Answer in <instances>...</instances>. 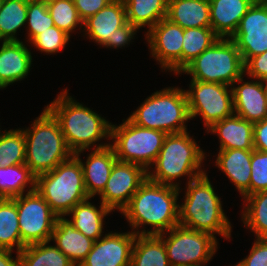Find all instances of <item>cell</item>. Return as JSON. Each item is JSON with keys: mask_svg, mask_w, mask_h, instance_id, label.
<instances>
[{"mask_svg": "<svg viewBox=\"0 0 267 266\" xmlns=\"http://www.w3.org/2000/svg\"><path fill=\"white\" fill-rule=\"evenodd\" d=\"M179 192L178 187L159 184L147 178L121 211L134 229L132 232L136 235H159L178 225ZM142 225H150L154 229L139 231Z\"/></svg>", "mask_w": 267, "mask_h": 266, "instance_id": "6da1fadb", "label": "cell"}, {"mask_svg": "<svg viewBox=\"0 0 267 266\" xmlns=\"http://www.w3.org/2000/svg\"><path fill=\"white\" fill-rule=\"evenodd\" d=\"M68 95L65 88L45 108L59 122L69 149L82 153L97 141L110 139L112 123Z\"/></svg>", "mask_w": 267, "mask_h": 266, "instance_id": "7a4b0ae2", "label": "cell"}, {"mask_svg": "<svg viewBox=\"0 0 267 266\" xmlns=\"http://www.w3.org/2000/svg\"><path fill=\"white\" fill-rule=\"evenodd\" d=\"M206 174L187 182L184 203L179 205V225L229 239L231 223Z\"/></svg>", "mask_w": 267, "mask_h": 266, "instance_id": "3957f363", "label": "cell"}, {"mask_svg": "<svg viewBox=\"0 0 267 266\" xmlns=\"http://www.w3.org/2000/svg\"><path fill=\"white\" fill-rule=\"evenodd\" d=\"M205 158V152L189 132L167 134L152 165L155 169L153 172L147 171V178L159 184L180 188V183L175 184L174 180L187 176V181L190 182L206 173L201 169Z\"/></svg>", "mask_w": 267, "mask_h": 266, "instance_id": "277c9868", "label": "cell"}, {"mask_svg": "<svg viewBox=\"0 0 267 266\" xmlns=\"http://www.w3.org/2000/svg\"><path fill=\"white\" fill-rule=\"evenodd\" d=\"M23 132L25 164L35 177L52 171L74 155L66 143L59 122L46 108L30 128H23Z\"/></svg>", "mask_w": 267, "mask_h": 266, "instance_id": "5b68a950", "label": "cell"}, {"mask_svg": "<svg viewBox=\"0 0 267 266\" xmlns=\"http://www.w3.org/2000/svg\"><path fill=\"white\" fill-rule=\"evenodd\" d=\"M35 190L58 217H65L78 203L89 198L81 163L74 155L52 171L37 176Z\"/></svg>", "mask_w": 267, "mask_h": 266, "instance_id": "8992f818", "label": "cell"}, {"mask_svg": "<svg viewBox=\"0 0 267 266\" xmlns=\"http://www.w3.org/2000/svg\"><path fill=\"white\" fill-rule=\"evenodd\" d=\"M134 124L166 134L187 131L190 120L184 89L165 88L154 92L128 117Z\"/></svg>", "mask_w": 267, "mask_h": 266, "instance_id": "52a82bcc", "label": "cell"}, {"mask_svg": "<svg viewBox=\"0 0 267 266\" xmlns=\"http://www.w3.org/2000/svg\"><path fill=\"white\" fill-rule=\"evenodd\" d=\"M192 76L191 80L233 86L245 75L241 53L231 38H219L211 47L191 61L179 74Z\"/></svg>", "mask_w": 267, "mask_h": 266, "instance_id": "ba28073f", "label": "cell"}, {"mask_svg": "<svg viewBox=\"0 0 267 266\" xmlns=\"http://www.w3.org/2000/svg\"><path fill=\"white\" fill-rule=\"evenodd\" d=\"M166 133L160 130L140 127L129 118L119 126L111 125L110 146L121 162L134 163L146 171L155 162L162 148Z\"/></svg>", "mask_w": 267, "mask_h": 266, "instance_id": "9c48e42d", "label": "cell"}, {"mask_svg": "<svg viewBox=\"0 0 267 266\" xmlns=\"http://www.w3.org/2000/svg\"><path fill=\"white\" fill-rule=\"evenodd\" d=\"M159 236L163 239L171 266L208 263L218 249L216 237L179 224Z\"/></svg>", "mask_w": 267, "mask_h": 266, "instance_id": "30bf717a", "label": "cell"}, {"mask_svg": "<svg viewBox=\"0 0 267 266\" xmlns=\"http://www.w3.org/2000/svg\"><path fill=\"white\" fill-rule=\"evenodd\" d=\"M185 90L189 116H202L208 129L214 123L234 114L232 87L220 83L191 80ZM230 88V89H228Z\"/></svg>", "mask_w": 267, "mask_h": 266, "instance_id": "8fae6325", "label": "cell"}, {"mask_svg": "<svg viewBox=\"0 0 267 266\" xmlns=\"http://www.w3.org/2000/svg\"><path fill=\"white\" fill-rule=\"evenodd\" d=\"M14 199L22 244L27 246L50 241L58 217L50 205L36 190L27 191Z\"/></svg>", "mask_w": 267, "mask_h": 266, "instance_id": "7c38bea8", "label": "cell"}, {"mask_svg": "<svg viewBox=\"0 0 267 266\" xmlns=\"http://www.w3.org/2000/svg\"><path fill=\"white\" fill-rule=\"evenodd\" d=\"M241 53L244 65L267 51V0H256L241 18L231 37Z\"/></svg>", "mask_w": 267, "mask_h": 266, "instance_id": "4fadbf2b", "label": "cell"}, {"mask_svg": "<svg viewBox=\"0 0 267 266\" xmlns=\"http://www.w3.org/2000/svg\"><path fill=\"white\" fill-rule=\"evenodd\" d=\"M147 179V171L140 165L116 161L106 187L99 195L111 211L120 212L128 205L140 185Z\"/></svg>", "mask_w": 267, "mask_h": 266, "instance_id": "5bb4252c", "label": "cell"}, {"mask_svg": "<svg viewBox=\"0 0 267 266\" xmlns=\"http://www.w3.org/2000/svg\"><path fill=\"white\" fill-rule=\"evenodd\" d=\"M184 29L167 18L159 21L146 33L151 55L162 69L177 75L182 71V43Z\"/></svg>", "mask_w": 267, "mask_h": 266, "instance_id": "9a60e30c", "label": "cell"}, {"mask_svg": "<svg viewBox=\"0 0 267 266\" xmlns=\"http://www.w3.org/2000/svg\"><path fill=\"white\" fill-rule=\"evenodd\" d=\"M135 237L133 232L105 234L79 266H131Z\"/></svg>", "mask_w": 267, "mask_h": 266, "instance_id": "2e32d148", "label": "cell"}, {"mask_svg": "<svg viewBox=\"0 0 267 266\" xmlns=\"http://www.w3.org/2000/svg\"><path fill=\"white\" fill-rule=\"evenodd\" d=\"M97 146V147H96ZM91 153L86 157V162H82L79 157L81 153H75L74 156L80 161L84 185L89 198L100 195L106 187L112 167L117 161L115 152L110 143L97 144Z\"/></svg>", "mask_w": 267, "mask_h": 266, "instance_id": "e0dca14e", "label": "cell"}, {"mask_svg": "<svg viewBox=\"0 0 267 266\" xmlns=\"http://www.w3.org/2000/svg\"><path fill=\"white\" fill-rule=\"evenodd\" d=\"M243 77L244 75L235 81L239 86L232 87L234 114L254 124L267 118L263 81L244 82Z\"/></svg>", "mask_w": 267, "mask_h": 266, "instance_id": "ac0fdd59", "label": "cell"}, {"mask_svg": "<svg viewBox=\"0 0 267 266\" xmlns=\"http://www.w3.org/2000/svg\"><path fill=\"white\" fill-rule=\"evenodd\" d=\"M31 51L21 41H3L0 48V89L23 80L30 72Z\"/></svg>", "mask_w": 267, "mask_h": 266, "instance_id": "d6986e66", "label": "cell"}, {"mask_svg": "<svg viewBox=\"0 0 267 266\" xmlns=\"http://www.w3.org/2000/svg\"><path fill=\"white\" fill-rule=\"evenodd\" d=\"M126 23L124 0H112L106 7L83 22V30L91 40L98 45H103L108 39H112L115 30Z\"/></svg>", "mask_w": 267, "mask_h": 266, "instance_id": "ffe728a7", "label": "cell"}, {"mask_svg": "<svg viewBox=\"0 0 267 266\" xmlns=\"http://www.w3.org/2000/svg\"><path fill=\"white\" fill-rule=\"evenodd\" d=\"M255 1L209 0L211 28L220 38H231Z\"/></svg>", "mask_w": 267, "mask_h": 266, "instance_id": "44dd1931", "label": "cell"}, {"mask_svg": "<svg viewBox=\"0 0 267 266\" xmlns=\"http://www.w3.org/2000/svg\"><path fill=\"white\" fill-rule=\"evenodd\" d=\"M50 241H53L75 266L81 264L94 244V240L74 228L66 217H57Z\"/></svg>", "mask_w": 267, "mask_h": 266, "instance_id": "7402d4cb", "label": "cell"}, {"mask_svg": "<svg viewBox=\"0 0 267 266\" xmlns=\"http://www.w3.org/2000/svg\"><path fill=\"white\" fill-rule=\"evenodd\" d=\"M253 150H219L216 166L226 174L243 198L250 195L251 156Z\"/></svg>", "mask_w": 267, "mask_h": 266, "instance_id": "603a6c76", "label": "cell"}, {"mask_svg": "<svg viewBox=\"0 0 267 266\" xmlns=\"http://www.w3.org/2000/svg\"><path fill=\"white\" fill-rule=\"evenodd\" d=\"M253 130V123L233 114L214 123L206 131L219 136L220 150H254Z\"/></svg>", "mask_w": 267, "mask_h": 266, "instance_id": "cb8c5ba5", "label": "cell"}, {"mask_svg": "<svg viewBox=\"0 0 267 266\" xmlns=\"http://www.w3.org/2000/svg\"><path fill=\"white\" fill-rule=\"evenodd\" d=\"M166 18L183 29L211 27L209 0H168Z\"/></svg>", "mask_w": 267, "mask_h": 266, "instance_id": "d4e9b609", "label": "cell"}, {"mask_svg": "<svg viewBox=\"0 0 267 266\" xmlns=\"http://www.w3.org/2000/svg\"><path fill=\"white\" fill-rule=\"evenodd\" d=\"M89 200L90 198L78 203L66 216L71 214L72 219L69 221L74 228L86 237L96 241L103 236V220L112 211L102 202L100 203V207L97 208Z\"/></svg>", "mask_w": 267, "mask_h": 266, "instance_id": "484cf974", "label": "cell"}, {"mask_svg": "<svg viewBox=\"0 0 267 266\" xmlns=\"http://www.w3.org/2000/svg\"><path fill=\"white\" fill-rule=\"evenodd\" d=\"M131 266H171L159 235H136Z\"/></svg>", "mask_w": 267, "mask_h": 266, "instance_id": "4316f807", "label": "cell"}, {"mask_svg": "<svg viewBox=\"0 0 267 266\" xmlns=\"http://www.w3.org/2000/svg\"><path fill=\"white\" fill-rule=\"evenodd\" d=\"M127 22L137 29L146 26L149 30L166 18L168 0H124Z\"/></svg>", "mask_w": 267, "mask_h": 266, "instance_id": "83f0119b", "label": "cell"}, {"mask_svg": "<svg viewBox=\"0 0 267 266\" xmlns=\"http://www.w3.org/2000/svg\"><path fill=\"white\" fill-rule=\"evenodd\" d=\"M50 241L25 246L19 252V266H75V264Z\"/></svg>", "mask_w": 267, "mask_h": 266, "instance_id": "f1b7e54d", "label": "cell"}, {"mask_svg": "<svg viewBox=\"0 0 267 266\" xmlns=\"http://www.w3.org/2000/svg\"><path fill=\"white\" fill-rule=\"evenodd\" d=\"M35 183L36 177L25 163L0 167V198L21 196L25 194L24 191L27 187L29 188L28 192L33 191Z\"/></svg>", "mask_w": 267, "mask_h": 266, "instance_id": "f546056e", "label": "cell"}, {"mask_svg": "<svg viewBox=\"0 0 267 266\" xmlns=\"http://www.w3.org/2000/svg\"><path fill=\"white\" fill-rule=\"evenodd\" d=\"M20 252L22 244L17 205L14 198H0V248Z\"/></svg>", "mask_w": 267, "mask_h": 266, "instance_id": "4dcf8cb0", "label": "cell"}, {"mask_svg": "<svg viewBox=\"0 0 267 266\" xmlns=\"http://www.w3.org/2000/svg\"><path fill=\"white\" fill-rule=\"evenodd\" d=\"M28 0H3L0 9V41H19L17 30L26 25Z\"/></svg>", "mask_w": 267, "mask_h": 266, "instance_id": "1f68e13d", "label": "cell"}, {"mask_svg": "<svg viewBox=\"0 0 267 266\" xmlns=\"http://www.w3.org/2000/svg\"><path fill=\"white\" fill-rule=\"evenodd\" d=\"M242 221L254 232L256 238H267V191H261L244 198ZM246 206V207H245Z\"/></svg>", "mask_w": 267, "mask_h": 266, "instance_id": "d6a6232c", "label": "cell"}, {"mask_svg": "<svg viewBox=\"0 0 267 266\" xmlns=\"http://www.w3.org/2000/svg\"><path fill=\"white\" fill-rule=\"evenodd\" d=\"M220 37L211 27L184 29L182 43V70Z\"/></svg>", "mask_w": 267, "mask_h": 266, "instance_id": "836d02e7", "label": "cell"}, {"mask_svg": "<svg viewBox=\"0 0 267 266\" xmlns=\"http://www.w3.org/2000/svg\"><path fill=\"white\" fill-rule=\"evenodd\" d=\"M1 131V130H0ZM25 163V135L21 128L0 132V167Z\"/></svg>", "mask_w": 267, "mask_h": 266, "instance_id": "e575fe53", "label": "cell"}, {"mask_svg": "<svg viewBox=\"0 0 267 266\" xmlns=\"http://www.w3.org/2000/svg\"><path fill=\"white\" fill-rule=\"evenodd\" d=\"M54 25L71 36L76 27H83L74 0H46Z\"/></svg>", "mask_w": 267, "mask_h": 266, "instance_id": "d590c367", "label": "cell"}, {"mask_svg": "<svg viewBox=\"0 0 267 266\" xmlns=\"http://www.w3.org/2000/svg\"><path fill=\"white\" fill-rule=\"evenodd\" d=\"M28 41L36 35L54 26L53 19L48 12L46 0H28L27 20Z\"/></svg>", "mask_w": 267, "mask_h": 266, "instance_id": "8d00e7d4", "label": "cell"}, {"mask_svg": "<svg viewBox=\"0 0 267 266\" xmlns=\"http://www.w3.org/2000/svg\"><path fill=\"white\" fill-rule=\"evenodd\" d=\"M70 35L57 28L55 25L36 35L30 43L37 50L45 54H55L65 48L68 44Z\"/></svg>", "mask_w": 267, "mask_h": 266, "instance_id": "74e56055", "label": "cell"}, {"mask_svg": "<svg viewBox=\"0 0 267 266\" xmlns=\"http://www.w3.org/2000/svg\"><path fill=\"white\" fill-rule=\"evenodd\" d=\"M250 195L267 191V153L253 150L251 156Z\"/></svg>", "mask_w": 267, "mask_h": 266, "instance_id": "f35d334b", "label": "cell"}, {"mask_svg": "<svg viewBox=\"0 0 267 266\" xmlns=\"http://www.w3.org/2000/svg\"><path fill=\"white\" fill-rule=\"evenodd\" d=\"M235 266H267V238H256L249 255Z\"/></svg>", "mask_w": 267, "mask_h": 266, "instance_id": "ab89813d", "label": "cell"}, {"mask_svg": "<svg viewBox=\"0 0 267 266\" xmlns=\"http://www.w3.org/2000/svg\"><path fill=\"white\" fill-rule=\"evenodd\" d=\"M137 28L127 22L124 26L115 30L112 39H108L102 46L107 48H122L129 44L134 35L137 33Z\"/></svg>", "mask_w": 267, "mask_h": 266, "instance_id": "60d3db41", "label": "cell"}, {"mask_svg": "<svg viewBox=\"0 0 267 266\" xmlns=\"http://www.w3.org/2000/svg\"><path fill=\"white\" fill-rule=\"evenodd\" d=\"M245 73L250 78L257 80L267 79V51L252 57L245 65Z\"/></svg>", "mask_w": 267, "mask_h": 266, "instance_id": "b9f144b4", "label": "cell"}, {"mask_svg": "<svg viewBox=\"0 0 267 266\" xmlns=\"http://www.w3.org/2000/svg\"><path fill=\"white\" fill-rule=\"evenodd\" d=\"M112 0H74L78 15L84 22L89 17L98 13L106 7Z\"/></svg>", "mask_w": 267, "mask_h": 266, "instance_id": "7bdbcfd3", "label": "cell"}, {"mask_svg": "<svg viewBox=\"0 0 267 266\" xmlns=\"http://www.w3.org/2000/svg\"><path fill=\"white\" fill-rule=\"evenodd\" d=\"M253 145L254 150L267 153V118L254 123Z\"/></svg>", "mask_w": 267, "mask_h": 266, "instance_id": "ee69618b", "label": "cell"}, {"mask_svg": "<svg viewBox=\"0 0 267 266\" xmlns=\"http://www.w3.org/2000/svg\"><path fill=\"white\" fill-rule=\"evenodd\" d=\"M12 250L0 248V266H19V252L16 259L12 257Z\"/></svg>", "mask_w": 267, "mask_h": 266, "instance_id": "f6af8a7d", "label": "cell"}, {"mask_svg": "<svg viewBox=\"0 0 267 266\" xmlns=\"http://www.w3.org/2000/svg\"><path fill=\"white\" fill-rule=\"evenodd\" d=\"M263 87H264V90H265V96H266V101H267V79L263 80Z\"/></svg>", "mask_w": 267, "mask_h": 266, "instance_id": "bcb514c9", "label": "cell"}, {"mask_svg": "<svg viewBox=\"0 0 267 266\" xmlns=\"http://www.w3.org/2000/svg\"><path fill=\"white\" fill-rule=\"evenodd\" d=\"M205 264L207 265V263H202V264H196V265H191V266H205Z\"/></svg>", "mask_w": 267, "mask_h": 266, "instance_id": "7dc6e473", "label": "cell"}, {"mask_svg": "<svg viewBox=\"0 0 267 266\" xmlns=\"http://www.w3.org/2000/svg\"><path fill=\"white\" fill-rule=\"evenodd\" d=\"M2 3H3V0H0V9H1Z\"/></svg>", "mask_w": 267, "mask_h": 266, "instance_id": "c3c4849f", "label": "cell"}]
</instances>
